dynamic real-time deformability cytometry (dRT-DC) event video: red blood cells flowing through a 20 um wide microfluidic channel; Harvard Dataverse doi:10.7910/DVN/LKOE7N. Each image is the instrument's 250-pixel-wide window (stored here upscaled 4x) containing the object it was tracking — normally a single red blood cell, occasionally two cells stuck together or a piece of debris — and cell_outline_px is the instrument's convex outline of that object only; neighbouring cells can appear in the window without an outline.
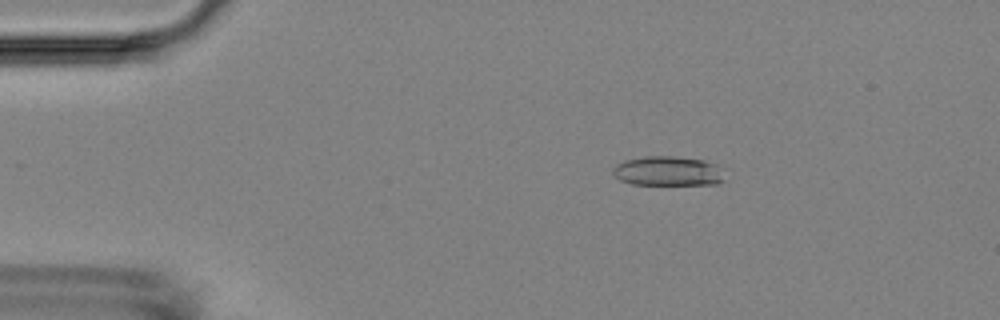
{"species": "Egyptian fruit bat (a non-hibernating species)", "species_latin": "Rousettus aegyptiacus", "temperature_condition": "room temperature", "stored_images_in_passage": 4, "camera_frame_rate_fps": 3000, "um_per_image_px": 0.085, "animal": {"sex": "female"}, "frame": {"image": 1, "passage_image": 3, "time_ms": 3.0, "image_size_px": [1000, 320], "cell_outline_px": [[724, 180], [716, 184], [632, 184], [620, 180], [612, 172], [612, 168], [616, 164], [624, 160], [644, 156], [676, 156], [704, 160], [716, 164]], "centroid_in_image_um": [56.72, 14.53], "position_along_channel_um": 28.3, "area_um2": 19.13}}